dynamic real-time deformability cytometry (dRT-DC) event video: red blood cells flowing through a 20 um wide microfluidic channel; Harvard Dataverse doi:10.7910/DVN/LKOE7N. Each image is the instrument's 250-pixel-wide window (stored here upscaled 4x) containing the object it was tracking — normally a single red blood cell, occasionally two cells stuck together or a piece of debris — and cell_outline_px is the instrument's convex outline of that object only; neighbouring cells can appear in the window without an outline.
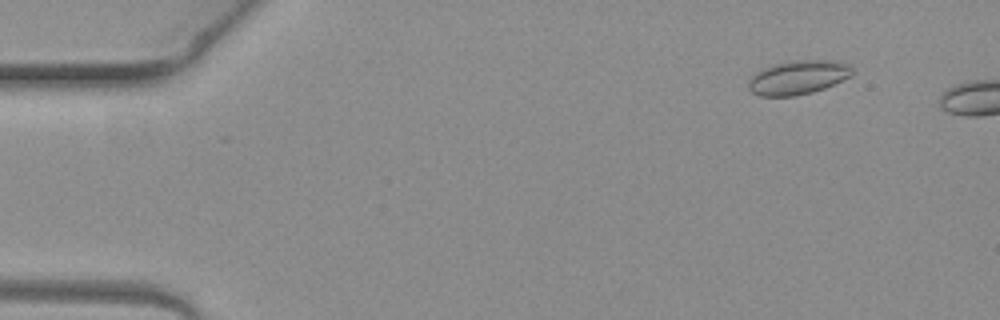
{"species": "common noctule bat (a hibernating species)", "species_latin": "Nyctalus noctula", "temperature_condition": "warm", "stored_images_in_passage": 2, "camera_frame_rate_fps": 3000, "um_per_image_px": 0.085, "animal": {"sex": "female", "body_mass_g": 19.3, "forearm_length_mm": 54.1}, "frame": {"image": 1, "passage_image": 1, "time_ms": 0.0, "image_size_px": [1000, 320], "cell_outline_px": [[852, 72], [848, 76], [824, 88], [812, 92], [796, 96], [760, 96], [752, 92], [748, 88], [748, 80], [756, 72], [764, 68], [776, 64], [792, 60], [824, 60], [848, 64], [852, 68]], "centroid_in_image_um": [67.77, 6.59], "position_along_channel_um": 17.2, "area_um2": 20.17}}